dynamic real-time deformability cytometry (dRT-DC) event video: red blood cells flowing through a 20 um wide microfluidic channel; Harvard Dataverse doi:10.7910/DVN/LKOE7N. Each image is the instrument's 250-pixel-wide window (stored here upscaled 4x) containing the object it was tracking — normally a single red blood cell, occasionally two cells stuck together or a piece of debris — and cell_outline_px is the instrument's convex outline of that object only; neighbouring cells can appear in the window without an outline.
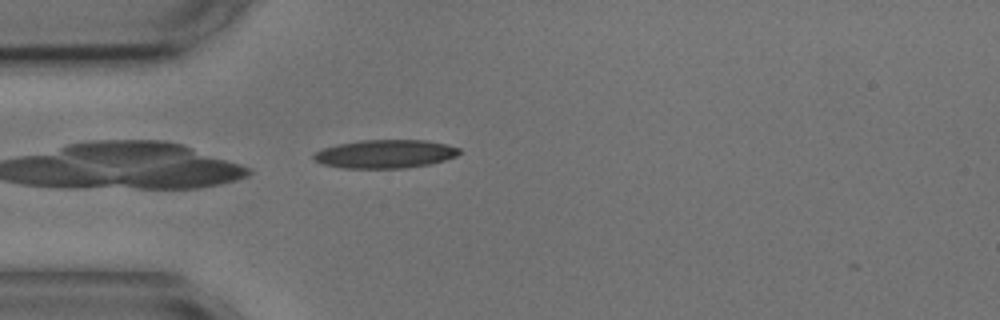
{"species": "common noctule bat (a hibernating species)", "species_latin": "Nyctalus noctula", "temperature_condition": "cold", "stored_images_in_passage": 41, "camera_frame_rate_fps": 3000, "um_per_image_px": 0.085, "animal": {"sex": "male", "body_mass_g": 17.9, "forearm_length_mm": 54.2}, "frame": {"image": 1, "passage_image": 1, "time_ms": 0.0, "image_size_px": [1000, 320], "cell_outline_px": [[460, 152], [456, 156], [444, 160], [428, 164], [404, 168], [344, 168], [320, 164], [312, 160], [312, 156], [316, 152], [324, 148], [340, 144], [360, 140], [428, 140], [460, 148]], "centroid_in_image_um": [32.71, 13.09], "position_along_channel_um": 52.3, "area_um2": 24.04}}
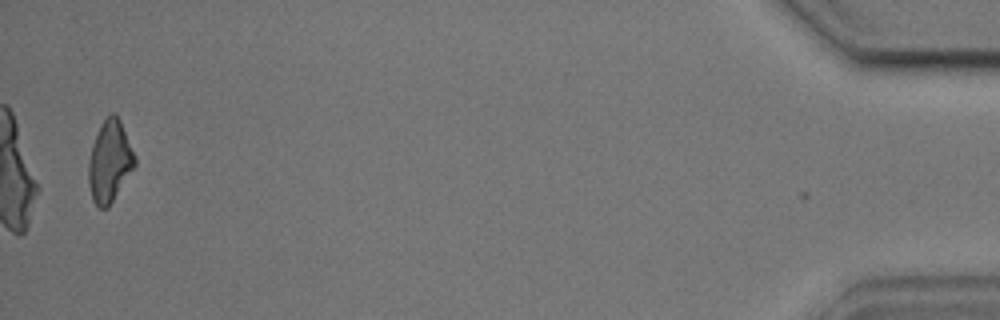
{"frame": {"image": 2, "passage_image": 40, "time_ms": 13.0, "image_size_px": [1000, 320], "cell_outline_px": [[136, 164], [108, 208], [100, 208], [92, 200], [88, 184], [88, 160], [92, 144], [100, 124], [112, 112], [120, 120], [136, 156]], "centroid_in_image_um": [9.31, 13.73], "position_along_channel_um": 425.9, "area_um2": 21.96}, "authors_computed_cell_mechanics": {"area_um2": 22.831, "velocity_mm_per_s": 3.611, "shape_relaxation_time_tau1_ms": 7.0454, "shape_relaxation_time_tau2_ms": 5.0109, "deformation_change_tau1": 0.2016, "deformation_change_tau2": 0.1699}}